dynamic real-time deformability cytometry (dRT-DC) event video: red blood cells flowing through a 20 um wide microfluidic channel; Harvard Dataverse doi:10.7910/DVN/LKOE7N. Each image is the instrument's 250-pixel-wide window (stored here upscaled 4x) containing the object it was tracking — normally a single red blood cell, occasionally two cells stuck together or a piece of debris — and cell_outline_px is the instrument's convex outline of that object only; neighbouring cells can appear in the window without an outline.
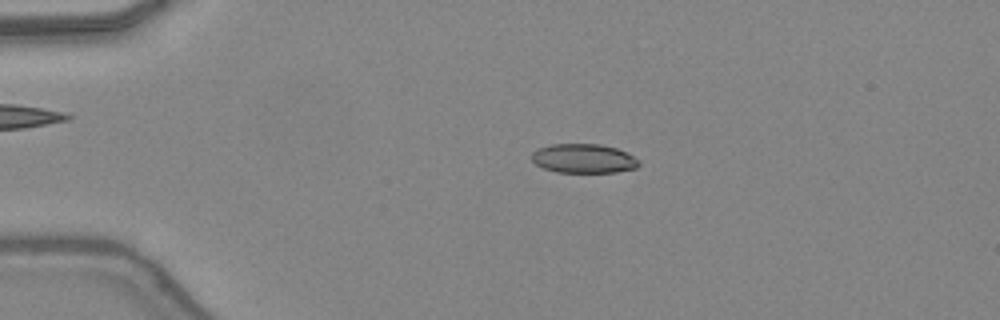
{"species": "common noctule bat (a hibernating species)", "species_latin": "Nyctalus noctula", "temperature_condition": "warm", "stored_images_in_passage": 28, "camera_frame_rate_fps": 3000, "um_per_image_px": 0.085, "animal": {"sex": "female", "body_mass_g": 24.6, "forearm_length_mm": 56.2}, "frame": {"image": 1, "passage_image": 6, "time_ms": 1.667, "image_size_px": [1000, 320], "cell_outline_px": [[640, 164], [636, 168], [616, 172], [556, 172], [544, 168], [536, 164], [532, 160], [532, 152], [536, 148], [552, 144], [600, 144], [616, 148], [640, 160]], "centroid_in_image_um": [49.59, 13.47], "position_along_channel_um": 35.4, "area_um2": 18.21}}
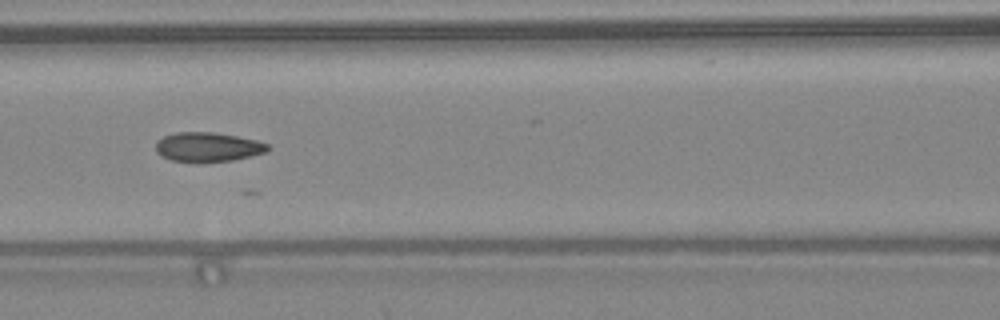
{"frame": {"image": 2, "passage_image": 17, "time_ms": 5.333, "image_size_px": [1000, 320], "cell_outline_px": [[268, 152], [232, 160], [172, 160], [160, 156], [156, 152], [156, 144], [164, 136], [176, 132], [212, 132], [236, 136], [256, 140], [268, 144]], "centroid_in_image_um": [17.67, 12.47], "position_along_channel_um": 148.9, "area_um2": 18.55}}
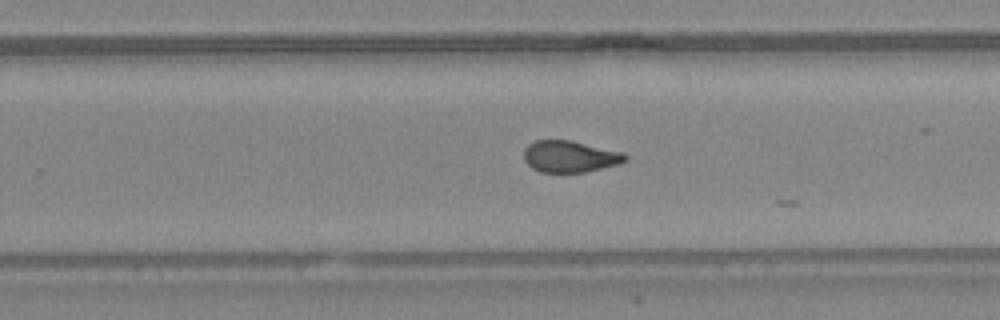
{"frame": {"image": 3, "passage_image": 26, "time_ms": 8.333, "image_size_px": [1000, 320], "cell_outline_px": [[628, 160], [616, 164], [584, 172], [540, 172], [532, 168], [524, 160], [524, 148], [528, 144], [536, 140], [572, 140], [624, 152], [628, 156]], "centroid_in_image_um": [48.44, 13.29], "position_along_channel_um": 281.4, "area_um2": 18.73}}